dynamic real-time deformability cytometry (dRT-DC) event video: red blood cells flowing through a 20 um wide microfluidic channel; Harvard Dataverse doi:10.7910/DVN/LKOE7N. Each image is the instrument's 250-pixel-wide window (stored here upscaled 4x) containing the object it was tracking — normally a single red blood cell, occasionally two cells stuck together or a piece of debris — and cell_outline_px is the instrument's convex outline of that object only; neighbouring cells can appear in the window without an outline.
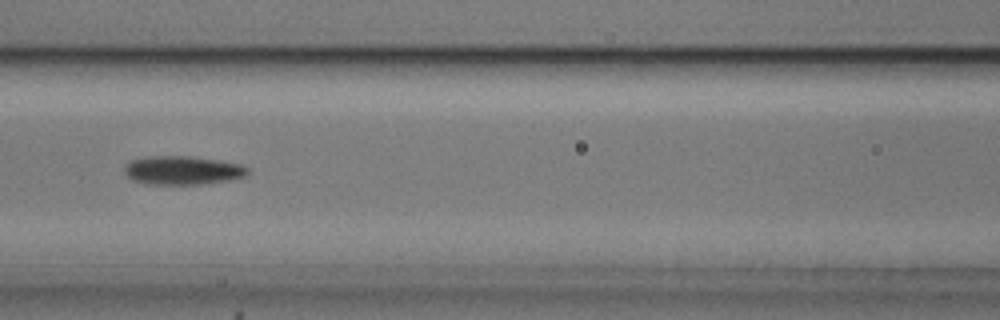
{"species": "common noctule bat (a hibernating species)", "species_latin": "Nyctalus noctula", "temperature_condition": "cold", "stored_images_in_passage": 9, "camera_frame_rate_fps": 3000, "um_per_image_px": 0.085, "animal": {"sex": "male", "body_mass_g": 20.5, "forearm_length_mm": 52.5}, "frame": {"image": 1, "passage_image": 7, "time_ms": 2.0, "image_size_px": [1000, 320], "cell_outline_px": [[248, 176], [228, 180], [200, 184], [144, 184], [132, 180], [124, 172], [124, 168], [128, 160], [148, 156], [188, 156], [220, 160], [240, 164], [248, 168]], "centroid_in_image_um": [15.49, 14.47], "position_along_channel_um": 151.1, "area_um2": 20.75}}
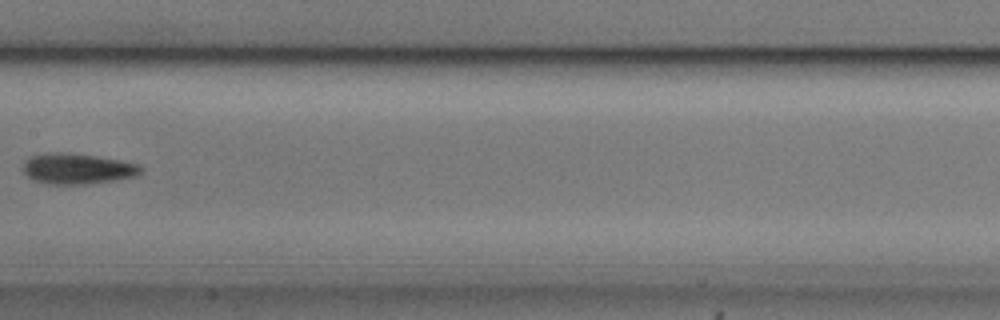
{"frame": {"image": 2, "passage_image": 8, "time_ms": 2.333, "image_size_px": [1000, 320], "cell_outline_px": [[144, 168], [136, 176], [112, 180], [84, 184], [48, 184], [32, 180], [24, 172], [24, 160], [32, 156], [44, 152], [68, 152], [96, 156], [120, 160], [136, 164]], "centroid_in_image_um": [6.54, 14.33], "position_along_channel_um": 200.9, "area_um2": 20.98}}
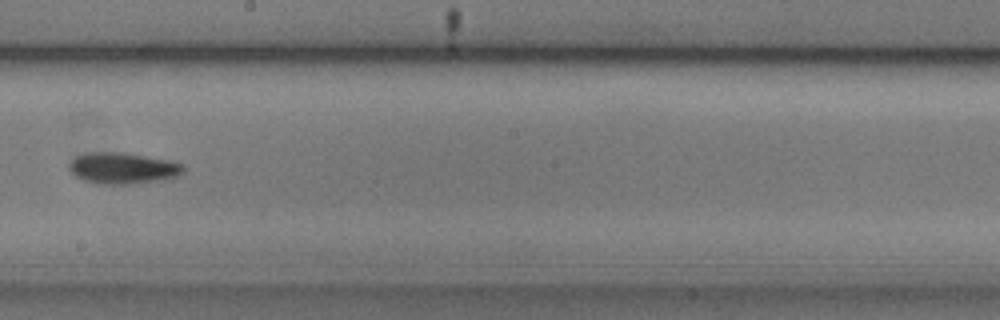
{"frame": {"image": 3, "passage_image": 9, "time_ms": 2.667, "image_size_px": [1000, 320], "cell_outline_px": [[184, 172], [180, 176], [164, 180], [128, 184], [96, 184], [84, 180], [76, 176], [68, 168], [68, 164], [76, 156], [84, 152], [124, 152], [168, 160], [184, 164]], "centroid_in_image_um": [10.45, 14.29], "position_along_channel_um": 237.7, "area_um2": 21.1}}